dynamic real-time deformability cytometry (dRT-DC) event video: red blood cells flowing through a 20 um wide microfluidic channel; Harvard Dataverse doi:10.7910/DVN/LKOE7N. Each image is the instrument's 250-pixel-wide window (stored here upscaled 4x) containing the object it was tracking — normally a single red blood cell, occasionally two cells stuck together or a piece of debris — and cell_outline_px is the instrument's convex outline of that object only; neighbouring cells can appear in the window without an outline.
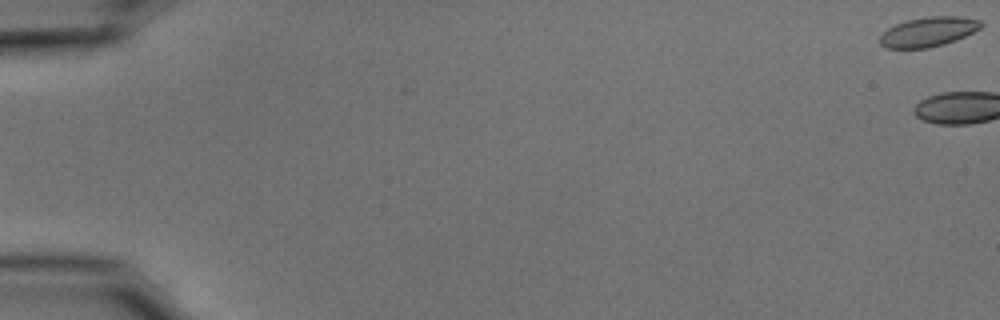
{"species": "common noctule bat (a hibernating species)", "species_latin": "Nyctalus noctula", "temperature_condition": "cold", "stored_images_in_passage": 3, "camera_frame_rate_fps": 3000, "um_per_image_px": 0.085, "animal": {"sex": "male", "body_mass_g": 15.6}, "frame": {"image": 1, "passage_image": 1, "time_ms": 0.0, "image_size_px": [1000, 320], "cell_outline_px": [[984, 24], [980, 28], [956, 40], [944, 44], [928, 48], [884, 48], [880, 44], [880, 36], [888, 28], [896, 24], [908, 20], [924, 16], [960, 16], [980, 20]], "centroid_in_image_um": [78.91, 2.7], "position_along_channel_um": 6.1, "area_um2": 17.46}}